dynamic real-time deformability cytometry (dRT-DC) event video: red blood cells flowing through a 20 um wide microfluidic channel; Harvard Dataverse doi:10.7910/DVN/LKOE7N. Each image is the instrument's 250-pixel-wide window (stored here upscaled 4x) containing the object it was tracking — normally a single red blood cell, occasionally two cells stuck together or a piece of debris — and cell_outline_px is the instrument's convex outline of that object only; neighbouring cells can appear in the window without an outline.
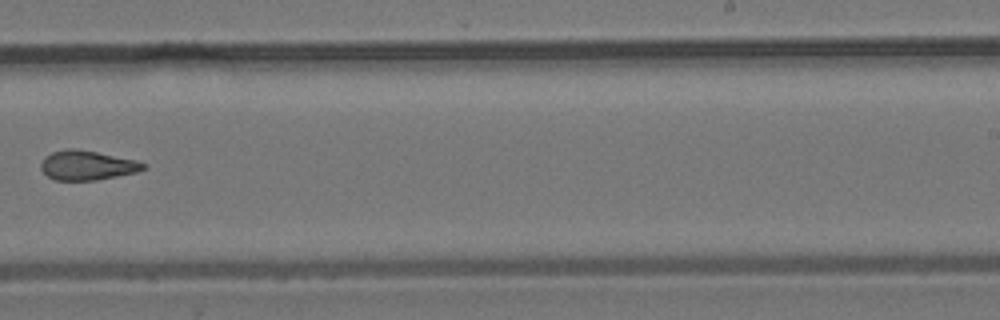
{"species": "common noctule bat (a hibernating species)", "species_latin": "Nyctalus noctula", "temperature_condition": "room temperature", "stored_images_in_passage": 11, "camera_frame_rate_fps": 3000, "um_per_image_px": 0.085, "animal": {"sex": "male", "body_mass_g": 19.2, "forearm_length_mm": 51.8}, "frame": {"image": 1, "passage_image": 10, "time_ms": 3.0, "image_size_px": [1000, 320], "cell_outline_px": [[148, 168], [136, 172], [96, 180], [56, 180], [48, 176], [40, 168], [40, 164], [44, 156], [52, 152], [68, 148], [76, 148], [136, 160], [148, 164]], "centroid_in_image_um": [7.41, 14.04], "position_along_channel_um": 281.6, "area_um2": 17.63}}
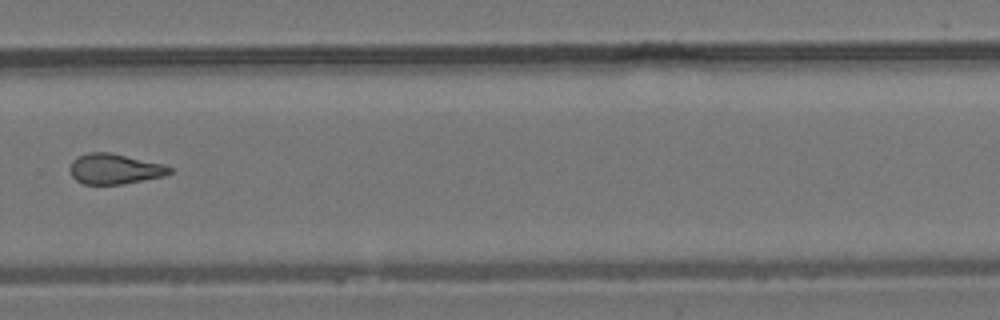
{"frame": {"image": 2, "passage_image": 11, "time_ms": 3.333, "image_size_px": [1000, 320], "cell_outline_px": [[172, 172], [164, 176], [120, 184], [84, 184], [76, 180], [72, 176], [68, 168], [72, 160], [88, 152], [108, 152], [164, 164], [172, 168]], "centroid_in_image_um": [9.72, 14.35], "position_along_channel_um": 320.1, "area_um2": 17.51}}